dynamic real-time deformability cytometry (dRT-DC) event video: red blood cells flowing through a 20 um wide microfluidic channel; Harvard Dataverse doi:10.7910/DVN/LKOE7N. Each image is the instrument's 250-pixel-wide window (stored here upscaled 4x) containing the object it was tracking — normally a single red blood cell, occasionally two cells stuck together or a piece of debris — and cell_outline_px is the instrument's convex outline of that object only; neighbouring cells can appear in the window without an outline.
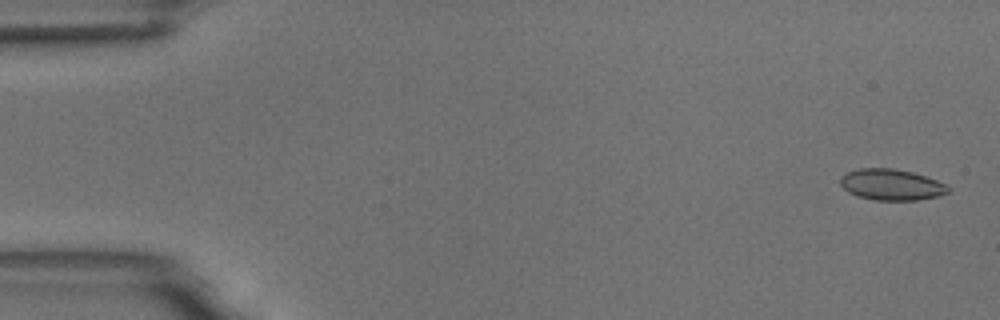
{"species": "common noctule bat (a hibernating species)", "species_latin": "Nyctalus noctula", "temperature_condition": "room temperature", "stored_images_in_passage": 5, "camera_frame_rate_fps": 3000, "um_per_image_px": 0.085, "animal": {"sex": "male", "body_mass_g": 18.8}, "frame": {"image": 1, "passage_image": 1, "time_ms": 0.0, "image_size_px": [1000, 320], "cell_outline_px": [[948, 192], [940, 196], [916, 200], [872, 200], [848, 192], [840, 184], [840, 176], [848, 172], [860, 168], [892, 168], [912, 172], [936, 180], [944, 184], [948, 188]], "centroid_in_image_um": [75.74, 15.7], "position_along_channel_um": 9.3, "area_um2": 19.36}}
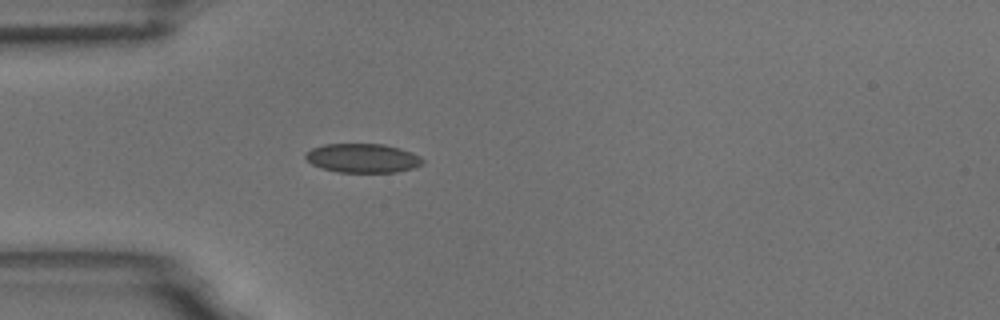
{"frame": {"image": 2, "passage_image": 5, "time_ms": 4.667, "image_size_px": [1000, 320], "cell_outline_px": [[424, 164], [416, 168], [396, 172], [336, 172], [312, 164], [304, 156], [312, 148], [324, 144], [384, 144], [400, 148], [412, 152], [420, 156], [424, 160]], "centroid_in_image_um": [30.89, 13.44], "position_along_channel_um": 54.1, "area_um2": 19.88}}